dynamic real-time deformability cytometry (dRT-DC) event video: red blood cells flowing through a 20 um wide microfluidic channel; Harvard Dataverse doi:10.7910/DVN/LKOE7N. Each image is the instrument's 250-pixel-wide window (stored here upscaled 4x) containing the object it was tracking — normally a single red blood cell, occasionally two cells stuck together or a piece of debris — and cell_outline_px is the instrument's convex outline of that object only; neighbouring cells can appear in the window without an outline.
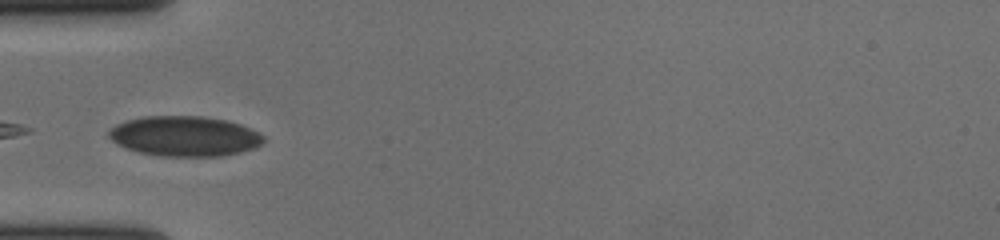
{"species": "human", "species_latin": "Homo sapiens", "temperature_condition": "cold", "stored_images_in_passage": 39, "camera_frame_rate_fps": 3000, "um_per_image_px": 0.085, "donor": {"sex": "female"}, "frame": {"image": 1, "passage_image": 1, "time_ms": 0.0, "image_size_px": [1000, 240], "cell_outline_px": [[264, 144], [256, 148], [224, 156], [160, 156], [140, 152], [116, 144], [108, 136], [108, 132], [116, 124], [128, 120], [144, 116], [200, 116], [228, 120], [252, 128], [260, 132], [264, 136]], "centroid_in_image_um": [15.75, 11.57], "position_along_channel_um": 69.2, "area_um2": 36.41}}
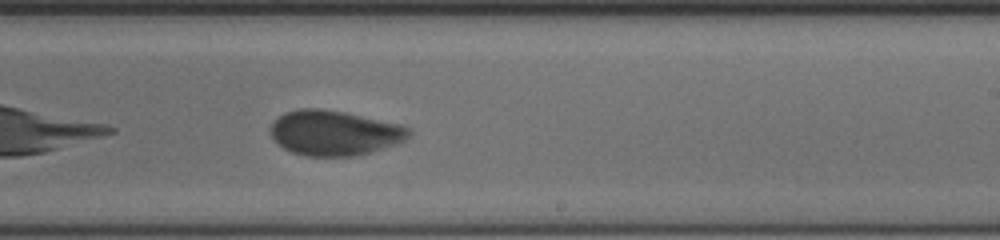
{"frame": {"image": 2, "passage_image": 17, "time_ms": 5.333, "image_size_px": [1000, 240], "cell_outline_px": [[412, 132], [404, 140], [396, 144], [372, 152], [352, 156], [304, 156], [292, 152], [284, 148], [272, 136], [272, 120], [284, 112], [300, 108], [320, 108], [344, 112], [400, 124], [412, 128]], "centroid_in_image_um": [28.44, 11.29], "position_along_channel_um": 260.6, "area_um2": 36.3}}
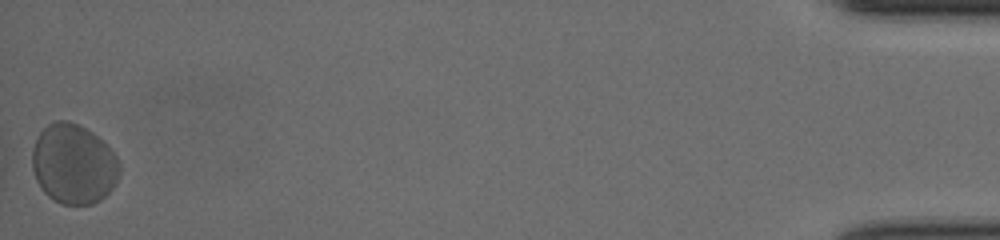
{"frame": {"image": 3, "passage_image": 39, "time_ms": 12.667, "image_size_px": [1000, 240], "cell_outline_px": [[120, 172], [116, 184], [100, 200], [92, 204], [60, 204], [48, 196], [44, 192], [36, 180], [32, 168], [32, 148], [40, 132], [48, 124], [56, 120], [68, 120], [92, 132], [116, 156], [120, 164]], "centroid_in_image_um": [6.24, 13.95], "position_along_channel_um": 429.0, "area_um2": 40.52}, "authors_computed_cell_mechanics": {"area_um2": 37.281, "velocity_mm_per_s": 3.6116, "shape_relaxation_time_tau1_ms": 3.2225, "shape_relaxation_time_tau2_ms": 0.7216, "deformation_change_tau1": 0.0817, "deformation_change_tau2": 0.0419}}